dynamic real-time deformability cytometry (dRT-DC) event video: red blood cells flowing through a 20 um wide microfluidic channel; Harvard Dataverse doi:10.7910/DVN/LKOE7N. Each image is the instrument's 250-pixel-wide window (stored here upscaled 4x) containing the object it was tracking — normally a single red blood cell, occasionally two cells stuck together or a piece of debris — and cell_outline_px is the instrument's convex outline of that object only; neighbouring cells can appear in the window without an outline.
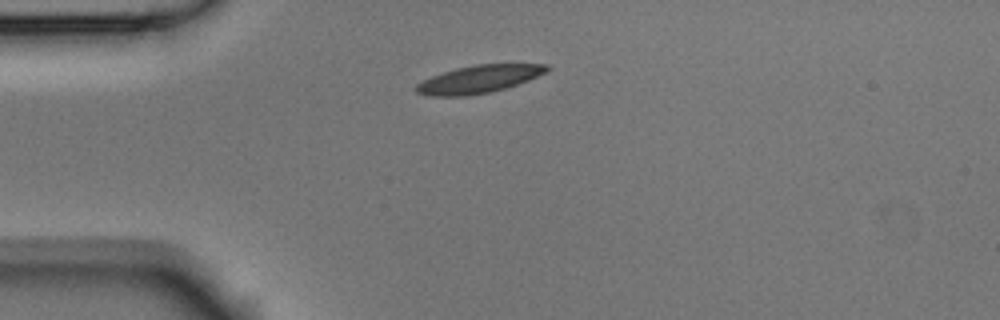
{"species": "Egyptian fruit bat (a non-hibernating species)", "species_latin": "Rousettus aegyptiacus", "temperature_condition": "room temperature", "stored_images_in_passage": 1, "camera_frame_rate_fps": 3000, "um_per_image_px": 0.085, "animal": {"sex": "male"}, "frame": {"image": 1, "passage_image": 1, "time_ms": 0.0, "image_size_px": [1000, 320], "cell_outline_px": [[552, 68], [548, 72], [528, 80], [504, 88], [488, 92], [464, 96], [428, 96], [416, 92], [412, 88], [416, 84], [432, 76], [456, 68], [476, 64], [548, 64]], "centroid_in_image_um": [40.7, 6.72], "position_along_channel_um": 44.3, "area_um2": 21.04}}